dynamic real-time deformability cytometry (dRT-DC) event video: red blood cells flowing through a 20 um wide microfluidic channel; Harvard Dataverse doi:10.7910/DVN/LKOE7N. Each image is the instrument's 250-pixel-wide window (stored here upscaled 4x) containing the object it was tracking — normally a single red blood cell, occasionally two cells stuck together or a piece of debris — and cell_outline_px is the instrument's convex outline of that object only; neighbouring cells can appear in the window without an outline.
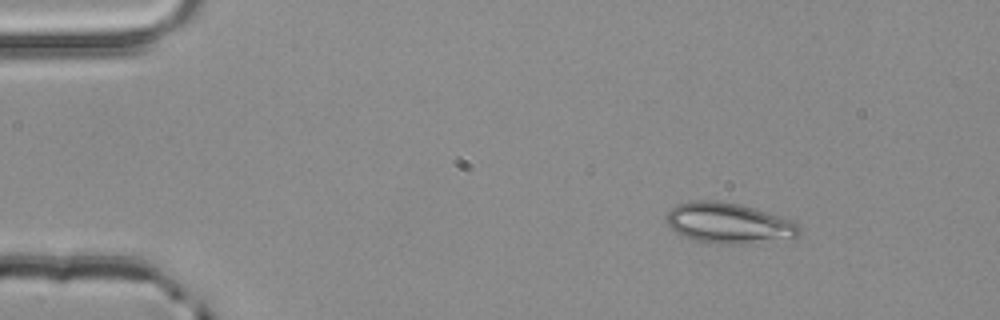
{"species": "common noctule bat (a hibernating species)", "species_latin": "Nyctalus noctula", "temperature_condition": "room temperature", "stored_images_in_passage": 2, "camera_frame_rate_fps": 3000, "um_per_image_px": 0.085, "animal": {"sex": "male", "body_mass_g": 20.4}, "frame": {"image": 1, "passage_image": 1, "time_ms": 0.0, "image_size_px": [1000, 320], "cell_outline_px": [[800, 236], [748, 244], [720, 244], [692, 240], [676, 232], [664, 220], [664, 216], [672, 208], [680, 204], [692, 200], [716, 200], [740, 204], [756, 208], [792, 220], [800, 224]], "centroid_in_image_um": [61.94, 18.96], "position_along_channel_um": 23.1, "area_um2": 31.67}}